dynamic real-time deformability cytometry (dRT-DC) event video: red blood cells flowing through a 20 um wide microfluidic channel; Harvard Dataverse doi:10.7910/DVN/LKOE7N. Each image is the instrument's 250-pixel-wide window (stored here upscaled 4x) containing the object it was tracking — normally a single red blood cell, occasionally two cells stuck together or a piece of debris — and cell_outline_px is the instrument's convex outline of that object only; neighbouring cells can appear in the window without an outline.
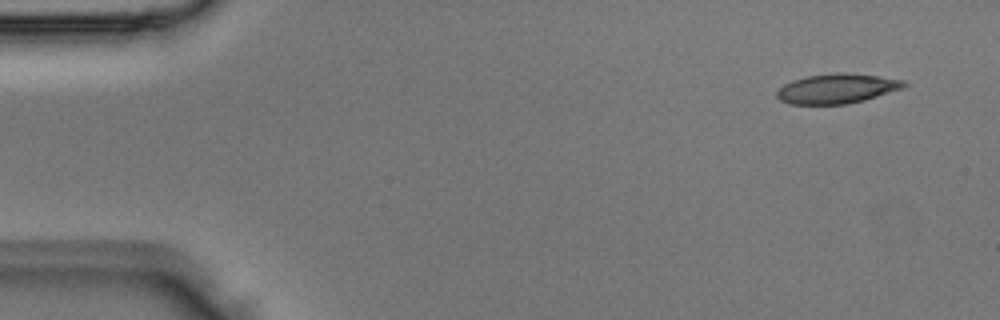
{"species": "Egyptian fruit bat (a non-hibernating species)", "species_latin": "Rousettus aegyptiacus", "temperature_condition": "room temperature", "stored_images_in_passage": 4, "segment_of_instrument_passage": [2, 2], "camera_frame_rate_fps": 3000, "um_per_image_px": 0.085, "animal": {"sex": "male"}, "frame": {"image": 1, "passage_image": 4, "time_ms": 1.0, "image_size_px": [1000, 320], "cell_outline_px": [[908, 84], [904, 88], [864, 100], [848, 104], [788, 104], [780, 100], [776, 96], [776, 92], [784, 84], [792, 80], [808, 76], [836, 72], [844, 72], [876, 76], [904, 80]], "centroid_in_image_um": [71.13, 7.53], "position_along_channel_um": 13.9, "area_um2": 22.02}}